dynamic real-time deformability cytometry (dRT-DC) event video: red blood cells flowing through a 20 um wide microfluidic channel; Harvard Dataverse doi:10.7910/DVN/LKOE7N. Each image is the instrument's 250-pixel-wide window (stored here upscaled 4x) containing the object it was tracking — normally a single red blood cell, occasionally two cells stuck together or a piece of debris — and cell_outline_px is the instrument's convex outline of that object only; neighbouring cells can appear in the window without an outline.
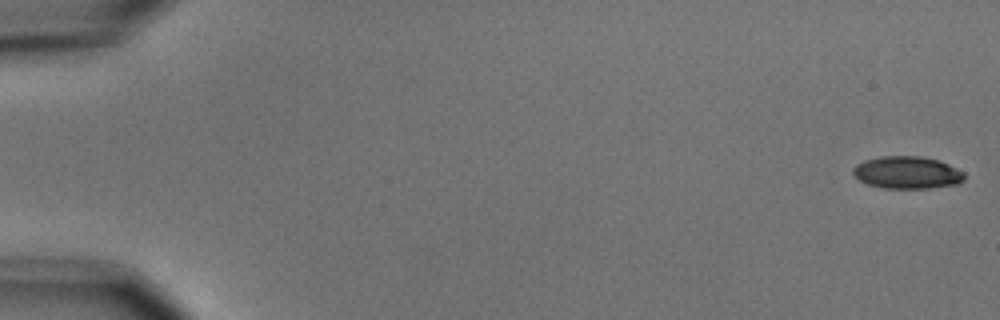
{"species": "common noctule bat (a hibernating species)", "species_latin": "Nyctalus noctula", "temperature_condition": "cold", "stored_images_in_passage": 5, "camera_frame_rate_fps": 3000, "um_per_image_px": 0.085, "animal": {"sex": "male", "body_mass_g": 15.6}, "frame": {"image": 1, "passage_image": 1, "time_ms": 0.0, "image_size_px": [1000, 320], "cell_outline_px": [[964, 180], [956, 184], [928, 188], [884, 188], [868, 184], [860, 180], [852, 172], [852, 168], [856, 164], [864, 160], [880, 156], [920, 156], [936, 160], [948, 164], [964, 172]], "centroid_in_image_um": [77.08, 14.66], "position_along_channel_um": 7.9, "area_um2": 20.87}}
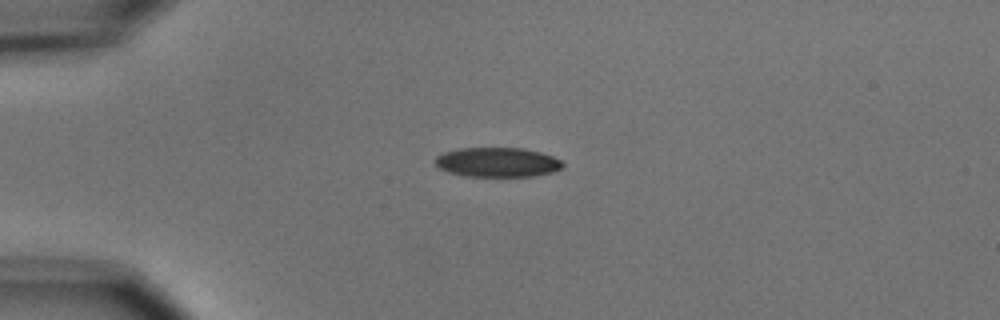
{"frame": {"image": 2, "passage_image": 4, "time_ms": 4.333, "image_size_px": [1000, 320], "cell_outline_px": [[564, 164], [560, 168], [552, 172], [532, 176], [464, 176], [448, 172], [440, 168], [432, 160], [436, 156], [444, 152], [460, 148], [524, 148], [540, 152], [552, 156], [560, 160]], "centroid_in_image_um": [42.24, 13.78], "position_along_channel_um": 42.8, "area_um2": 21.91}}